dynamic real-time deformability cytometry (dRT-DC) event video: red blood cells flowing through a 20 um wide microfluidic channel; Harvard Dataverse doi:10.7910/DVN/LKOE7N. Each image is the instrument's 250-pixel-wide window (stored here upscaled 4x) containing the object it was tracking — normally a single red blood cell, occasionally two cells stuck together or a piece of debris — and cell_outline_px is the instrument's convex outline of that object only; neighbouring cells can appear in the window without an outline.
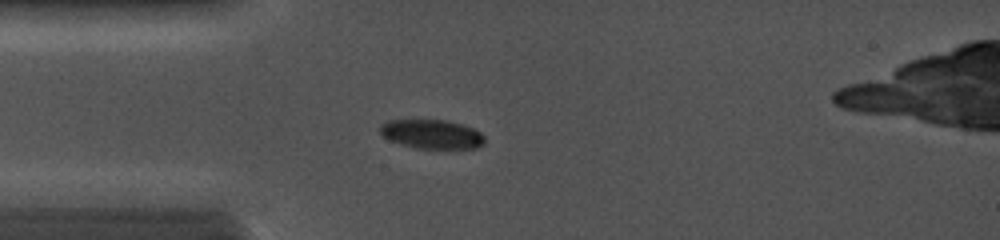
{"species": "common noctule bat (a hibernating species)", "species_latin": "Nyctalus noctula", "temperature_condition": "cold", "stored_images_in_passage": 42, "segment_of_instrument_passage": [1, 2], "camera_frame_rate_fps": 5000, "um_per_image_px": 0.085, "animal": {"sex": "female", "body_mass_g": 19.0, "forearm_length_mm": 56.7}, "frame": {"image": 1, "passage_image": 11, "time_ms": 1.6, "image_size_px": [1000, 240], "cell_outline_px": [[484, 144], [476, 148], [416, 148], [400, 144], [388, 140], [380, 132], [380, 124], [388, 120], [448, 120], [464, 124], [480, 132], [484, 136]], "centroid_in_image_um": [36.7, 11.39], "position_along_channel_um": 48.3, "area_um2": 17.8}}
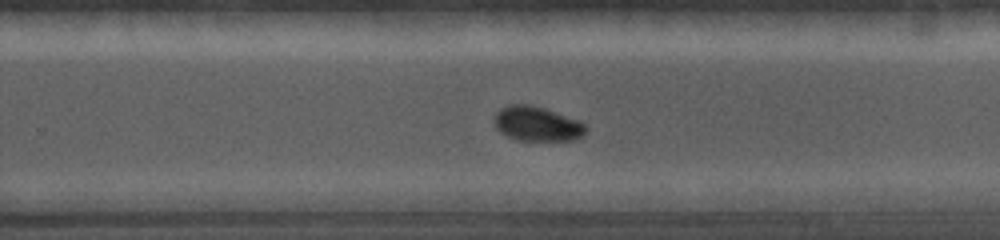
{"frame": {"image": 2, "passage_image": 27, "time_ms": 7.2, "image_size_px": [1000, 240], "cell_outline_px": [[588, 128], [580, 136], [572, 140], [520, 140], [508, 136], [500, 132], [496, 128], [492, 120], [496, 112], [500, 108], [508, 104], [528, 104], [544, 108], [580, 120]], "centroid_in_image_um": [45.61, 10.5], "position_along_channel_um": 284.2, "area_um2": 18.5}}
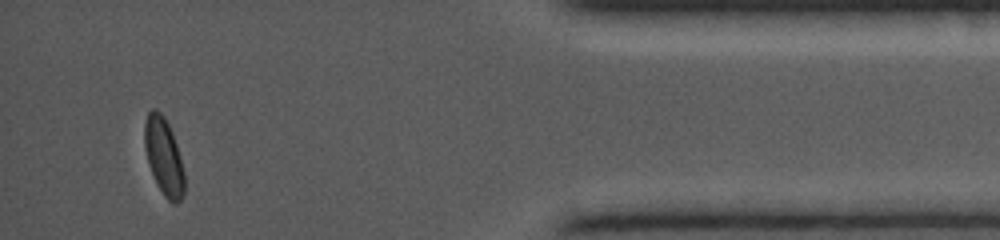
{"frame": {"image": 3, "passage_image": 38, "time_ms": 11.2, "image_size_px": [1000, 240], "cell_outline_px": [[184, 192], [180, 200], [176, 204], [172, 204], [164, 196], [156, 184], [148, 164], [144, 148], [144, 124], [148, 112], [152, 108], [156, 108], [164, 116], [172, 132], [176, 144], [184, 172]], "centroid_in_image_um": [13.9, 13.3], "position_along_channel_um": 421.3, "area_um2": 18.03}}